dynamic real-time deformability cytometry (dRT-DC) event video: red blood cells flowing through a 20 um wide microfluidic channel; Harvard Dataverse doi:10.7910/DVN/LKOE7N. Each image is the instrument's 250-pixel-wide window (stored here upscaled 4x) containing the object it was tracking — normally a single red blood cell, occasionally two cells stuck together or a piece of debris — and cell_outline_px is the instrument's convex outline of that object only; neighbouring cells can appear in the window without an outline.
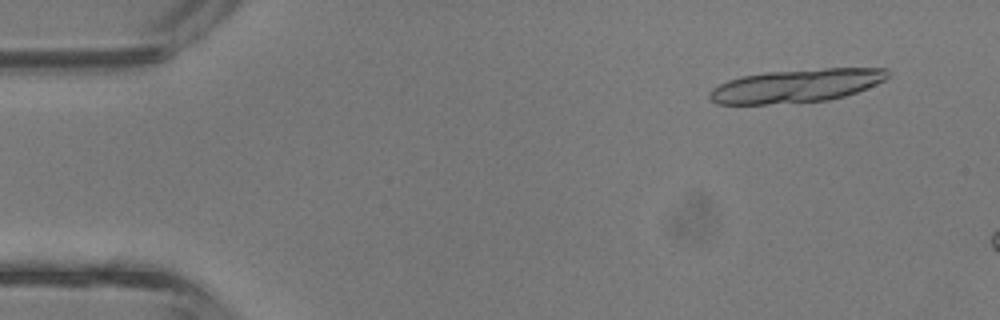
{"species": "common noctule bat (a hibernating species)", "species_latin": "Nyctalus noctula", "temperature_condition": "room temperature", "stored_images_in_passage": 3, "camera_frame_rate_fps": 3000, "um_per_image_px": 0.085, "animal": {"sex": "male", "body_mass_g": 13.3}, "frame": {"image": 1, "passage_image": 1, "time_ms": 0.0, "image_size_px": [1000, 320], "cell_outline_px": [[888, 76], [884, 80], [876, 84], [856, 92], [844, 96], [828, 100], [768, 104], [716, 104], [708, 96], [708, 92], [712, 88], [728, 80], [744, 76], [768, 72], [824, 68], [888, 68]], "centroid_in_image_um": [67.68, 7.29], "position_along_channel_um": 17.3, "area_um2": 34.33}}